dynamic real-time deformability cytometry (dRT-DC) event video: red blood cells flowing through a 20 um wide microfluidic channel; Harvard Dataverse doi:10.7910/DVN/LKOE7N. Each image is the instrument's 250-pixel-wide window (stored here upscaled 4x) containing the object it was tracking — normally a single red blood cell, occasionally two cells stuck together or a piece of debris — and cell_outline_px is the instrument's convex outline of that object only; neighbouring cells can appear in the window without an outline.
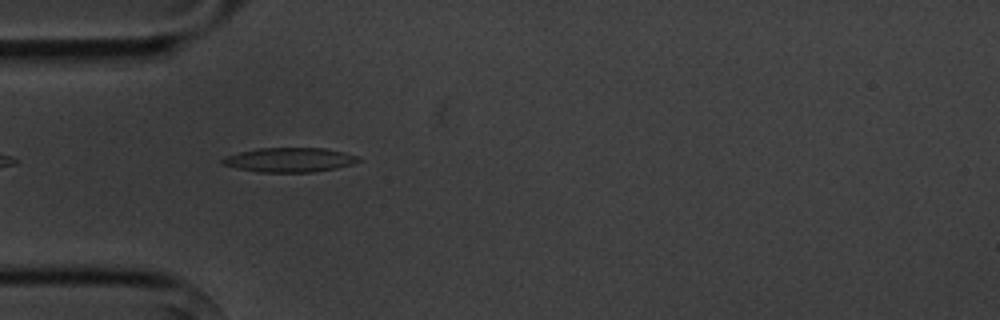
{"species": "common noctule bat (a hibernating species)", "species_latin": "Nyctalus noctula", "temperature_condition": "cold", "stored_images_in_passage": 4, "camera_frame_rate_fps": 3000, "um_per_image_px": 0.085, "animal": {"sex": "male", "body_mass_g": 20.1, "forearm_length_mm": 53.5}, "frame": {"image": 1, "passage_image": 3, "time_ms": 3.333, "image_size_px": [1000, 320], "cell_outline_px": [[360, 160], [352, 164], [336, 168], [312, 172], [256, 172], [236, 168], [220, 164], [220, 160], [224, 156], [256, 148], [324, 148], [344, 152], [356, 156]], "centroid_in_image_um": [24.53, 13.59], "position_along_channel_um": 60.5, "area_um2": 19.36}}
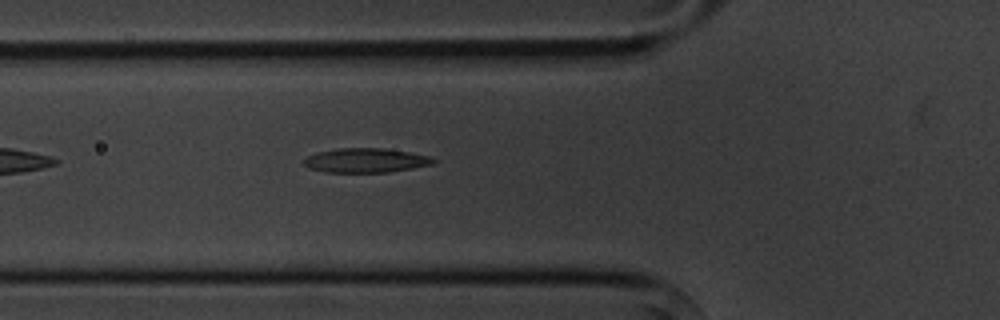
{"frame": {"image": 2, "passage_image": 4, "time_ms": 4.333, "image_size_px": [1000, 320], "cell_outline_px": [[436, 160], [432, 164], [412, 168], [388, 172], [324, 172], [308, 168], [304, 164], [304, 160], [308, 156], [316, 152], [336, 148], [384, 148], [408, 152], [428, 156]], "centroid_in_image_um": [31.04, 13.63], "position_along_channel_um": 94.8, "area_um2": 18.26}}